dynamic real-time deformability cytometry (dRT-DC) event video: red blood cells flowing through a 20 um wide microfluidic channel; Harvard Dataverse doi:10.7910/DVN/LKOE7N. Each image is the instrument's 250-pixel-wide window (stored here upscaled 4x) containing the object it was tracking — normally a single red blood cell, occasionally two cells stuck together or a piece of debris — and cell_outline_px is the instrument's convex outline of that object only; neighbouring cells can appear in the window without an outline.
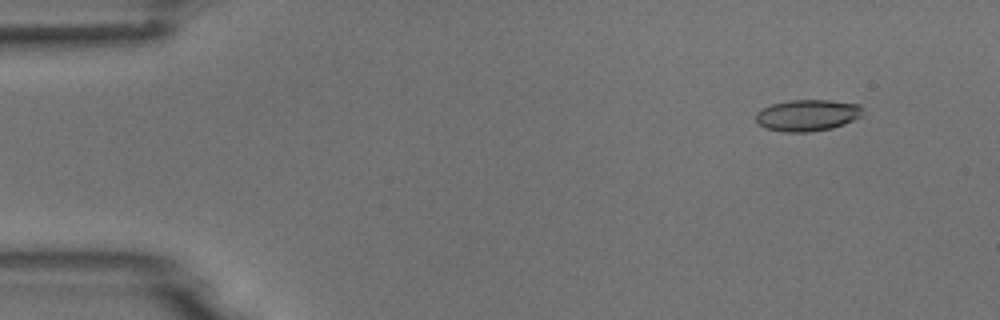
{"species": "common noctule bat (a hibernating species)", "species_latin": "Nyctalus noctula", "temperature_condition": "room temperature", "stored_images_in_passage": 4, "camera_frame_rate_fps": 3000, "um_per_image_px": 0.085, "animal": {"sex": "male", "body_mass_g": 18.8}, "frame": {"image": 1, "passage_image": 2, "time_ms": 1.333, "image_size_px": [1000, 320], "cell_outline_px": [[860, 116], [844, 124], [832, 128], [808, 132], [784, 132], [764, 128], [756, 120], [756, 112], [772, 104], [788, 100], [832, 100], [860, 104]], "centroid_in_image_um": [68.6, 9.8], "position_along_channel_um": 16.4, "area_um2": 19.48}}